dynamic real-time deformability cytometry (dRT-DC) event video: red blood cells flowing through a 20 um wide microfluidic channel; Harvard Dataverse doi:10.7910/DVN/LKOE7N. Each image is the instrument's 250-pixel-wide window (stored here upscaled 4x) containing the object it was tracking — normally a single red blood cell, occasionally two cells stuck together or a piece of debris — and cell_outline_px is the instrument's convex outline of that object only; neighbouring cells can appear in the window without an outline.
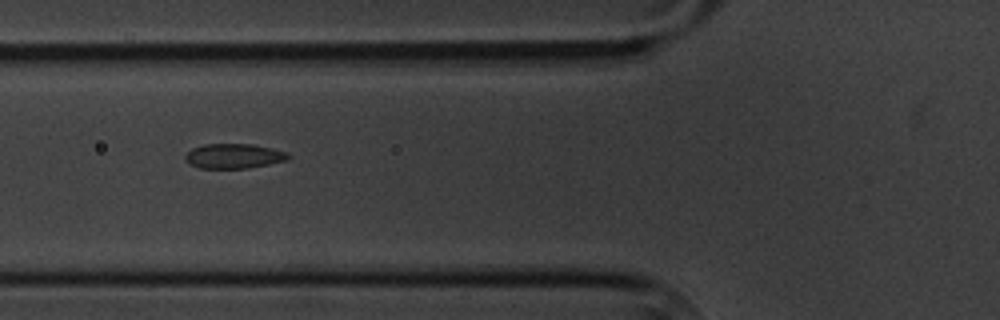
{"species": "common noctule bat (a hibernating species)", "species_latin": "Nyctalus noctula", "temperature_condition": "cold", "stored_images_in_passage": 3, "camera_frame_rate_fps": 3000, "um_per_image_px": 0.085, "animal": {"sex": "male", "body_mass_g": 20.1, "forearm_length_mm": 53.5}, "frame": {"image": 1, "passage_image": 2, "time_ms": 1.333, "image_size_px": [1000, 320], "cell_outline_px": [[292, 156], [288, 160], [248, 168], [200, 168], [184, 160], [184, 156], [192, 148], [204, 144], [252, 144], [272, 148], [288, 152]], "centroid_in_image_um": [19.91, 13.26], "position_along_channel_um": 105.9, "area_um2": 14.91}}
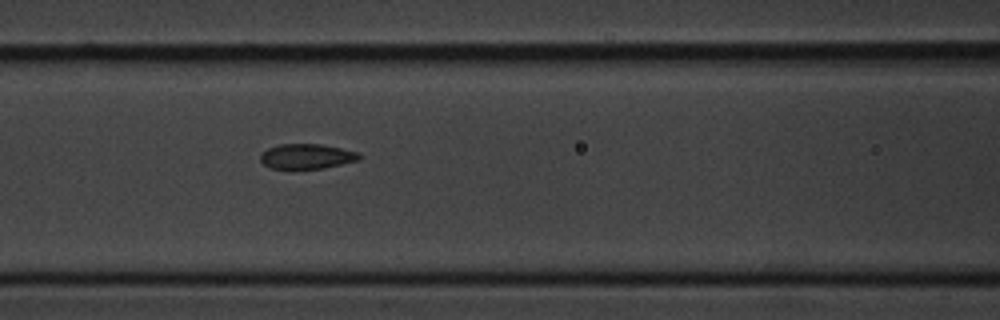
{"frame": {"image": 2, "passage_image": 3, "time_ms": 2.333, "image_size_px": [1000, 320], "cell_outline_px": [[360, 160], [324, 168], [272, 168], [264, 164], [260, 160], [260, 152], [268, 148], [280, 144], [320, 144], [340, 148], [356, 152], [360, 156]], "centroid_in_image_um": [26.04, 13.28], "position_along_channel_um": 140.6, "area_um2": 14.22}}